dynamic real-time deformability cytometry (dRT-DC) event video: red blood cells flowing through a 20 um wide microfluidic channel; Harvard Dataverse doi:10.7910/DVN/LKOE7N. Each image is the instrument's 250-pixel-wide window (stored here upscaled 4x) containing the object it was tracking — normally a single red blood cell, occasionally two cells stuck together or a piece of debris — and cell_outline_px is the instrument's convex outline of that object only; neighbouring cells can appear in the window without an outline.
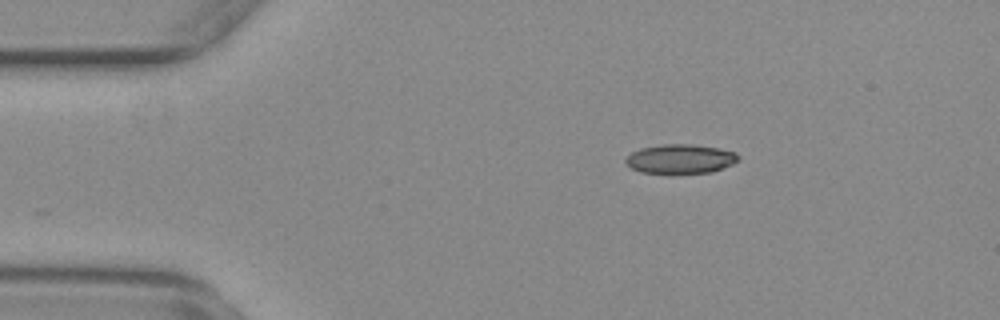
{"species": "common noctule bat (a hibernating species)", "species_latin": "Nyctalus noctula", "temperature_condition": "warm", "stored_images_in_passage": 11, "camera_frame_rate_fps": 3000, "um_per_image_px": 0.085, "animal": {"sex": "female", "body_mass_g": 29.2, "forearm_length_mm": 56.3}, "frame": {"image": 1, "passage_image": 1, "time_ms": 0.0, "image_size_px": [1000, 320], "cell_outline_px": [[740, 156], [732, 164], [712, 172], [640, 172], [632, 168], [624, 160], [632, 152], [640, 148], [664, 144], [688, 144], [716, 148], [736, 152]], "centroid_in_image_um": [57.83, 13.49], "position_along_channel_um": 27.2, "area_um2": 18.67}}
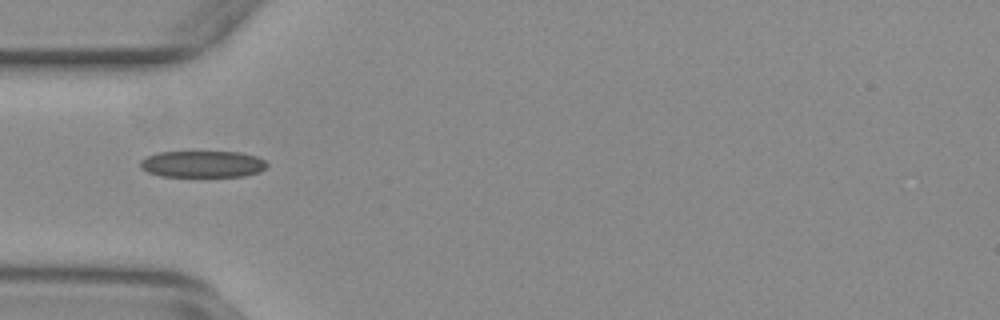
{"frame": {"image": 2, "passage_image": 9, "time_ms": 2.667, "image_size_px": [1000, 320], "cell_outline_px": [[268, 164], [260, 172], [244, 176], [160, 176], [148, 172], [140, 168], [140, 160], [148, 156], [160, 152], [240, 152], [256, 156], [264, 160]], "centroid_in_image_um": [17.22, 13.95], "position_along_channel_um": 67.8, "area_um2": 19.59}}